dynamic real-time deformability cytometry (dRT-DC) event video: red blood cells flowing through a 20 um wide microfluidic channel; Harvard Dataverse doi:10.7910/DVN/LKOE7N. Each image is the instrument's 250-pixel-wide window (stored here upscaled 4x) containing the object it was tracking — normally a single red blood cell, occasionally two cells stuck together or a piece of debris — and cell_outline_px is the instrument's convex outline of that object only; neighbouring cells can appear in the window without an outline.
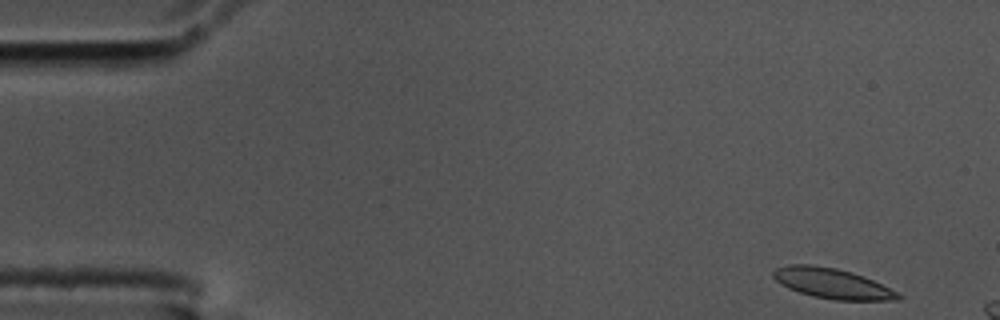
{"species": "common noctule bat (a hibernating species)", "species_latin": "Nyctalus noctula", "temperature_condition": "cold", "stored_images_in_passage": 11, "camera_frame_rate_fps": 3000, "um_per_image_px": 0.085, "animal": {"sex": "male", "body_mass_g": 17.5, "forearm_length_mm": 52.3}, "frame": {"image": 1, "passage_image": 1, "time_ms": 0.0, "image_size_px": [1000, 320], "cell_outline_px": [[904, 296], [900, 300], [836, 300], [812, 296], [788, 288], [780, 284], [772, 276], [772, 272], [776, 268], [788, 264], [812, 264], [836, 268], [852, 272], [864, 276]], "centroid_in_image_um": [70.7, 24.08], "position_along_channel_um": 14.3, "area_um2": 21.96}}